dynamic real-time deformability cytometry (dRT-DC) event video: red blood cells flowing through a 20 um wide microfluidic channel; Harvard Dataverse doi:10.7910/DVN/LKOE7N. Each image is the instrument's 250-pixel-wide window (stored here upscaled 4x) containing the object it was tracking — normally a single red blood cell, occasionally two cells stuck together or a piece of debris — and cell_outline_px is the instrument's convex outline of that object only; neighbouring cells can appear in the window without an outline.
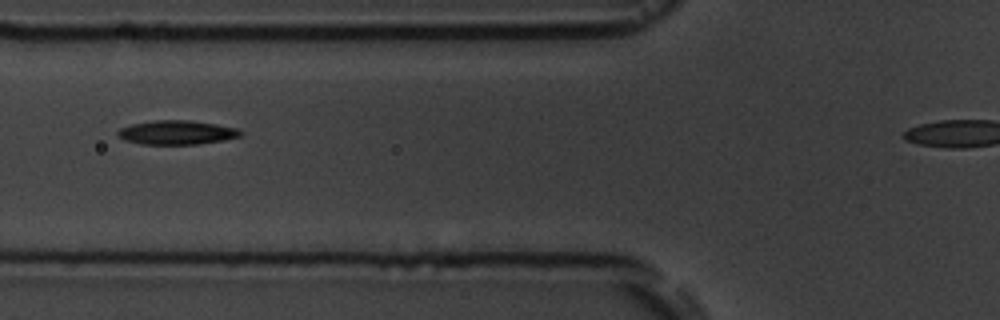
{"species": "common noctule bat (a hibernating species)", "species_latin": "Nyctalus noctula", "temperature_condition": "room temperature", "stored_images_in_passage": 10, "camera_frame_rate_fps": 3000, "um_per_image_px": 0.085, "animal": {"sex": "male", "body_mass_g": 19.5, "forearm_length_mm": 54.6}, "frame": {"image": 1, "passage_image": 5, "time_ms": 4.333, "image_size_px": [1000, 320], "cell_outline_px": [[244, 132], [240, 136], [224, 140], [196, 144], [140, 144], [124, 140], [116, 132], [120, 128], [132, 124], [156, 120], [188, 120], [216, 124], [240, 128]], "centroid_in_image_um": [15.06, 11.26], "position_along_channel_um": 110.7, "area_um2": 17.22}}
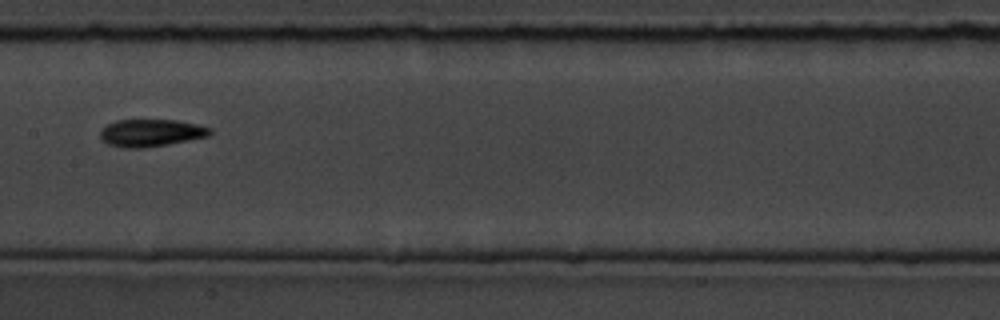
{"frame": {"image": 2, "passage_image": 7, "time_ms": 6.667, "image_size_px": [1000, 320], "cell_outline_px": [[212, 132], [208, 136], [168, 144], [144, 148], [124, 148], [108, 144], [100, 136], [100, 132], [108, 124], [116, 120], [176, 120], [196, 124], [212, 128]], "centroid_in_image_um": [12.84, 11.29], "position_along_channel_um": 194.6, "area_um2": 17.34}}
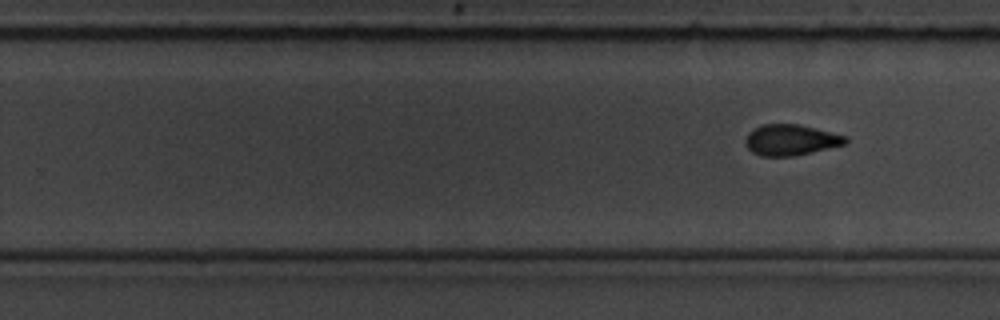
{"frame": {"image": 3, "passage_image": 10, "time_ms": 11.0, "image_size_px": [1000, 320], "cell_outline_px": [[848, 144], [792, 156], [760, 156], [752, 152], [744, 144], [744, 140], [748, 132], [764, 124], [800, 124], [848, 136]], "centroid_in_image_um": [67.23, 11.89], "position_along_channel_um": 262.6, "area_um2": 18.15}}